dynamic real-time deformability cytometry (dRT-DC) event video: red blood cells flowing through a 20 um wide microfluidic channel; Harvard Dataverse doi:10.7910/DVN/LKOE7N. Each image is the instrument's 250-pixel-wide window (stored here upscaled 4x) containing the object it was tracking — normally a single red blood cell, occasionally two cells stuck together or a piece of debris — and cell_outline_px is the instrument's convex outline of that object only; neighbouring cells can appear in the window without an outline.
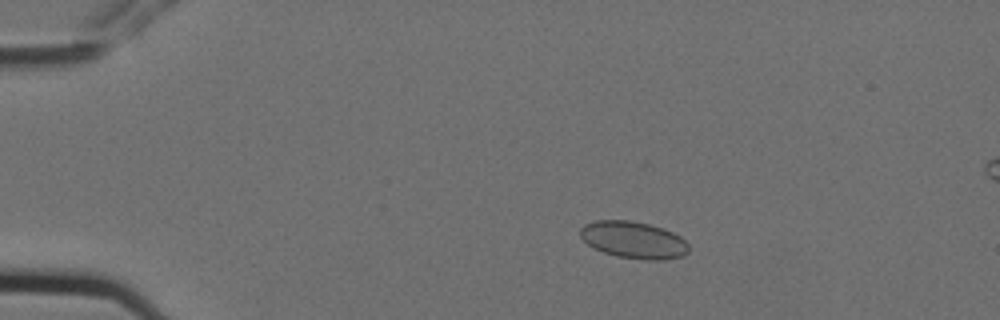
{"species": "Egyptian fruit bat (a non-hibernating species)", "species_latin": "Rousettus aegyptiacus", "temperature_condition": "cold", "stored_images_in_passage": 6, "camera_frame_rate_fps": 3000, "um_per_image_px": 0.085, "animal": {"sex": "female"}, "frame": {"image": 1, "passage_image": 3, "time_ms": 0.667, "image_size_px": [1000, 320], "cell_outline_px": [[688, 252], [684, 256], [664, 260], [644, 260], [616, 256], [592, 248], [580, 236], [580, 228], [584, 224], [596, 220], [628, 220], [648, 224], [664, 228], [680, 236], [688, 244]], "centroid_in_image_um": [53.85, 20.4], "position_along_channel_um": 31.1, "area_um2": 23.52}}
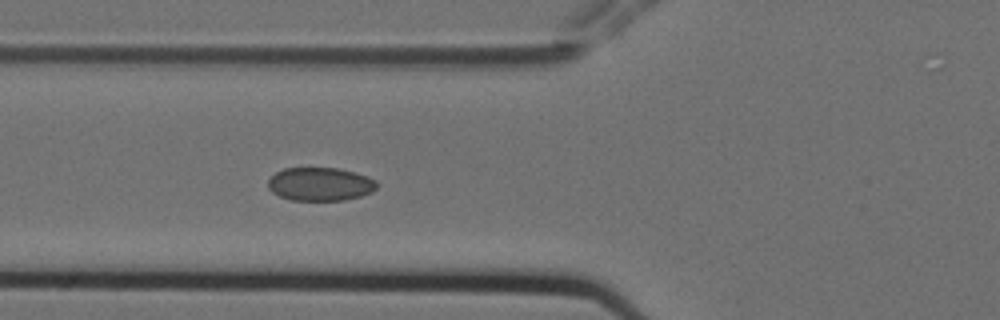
{"frame": {"image": 2, "passage_image": 6, "time_ms": 1.667, "image_size_px": [1000, 320], "cell_outline_px": [[376, 188], [372, 192], [360, 196], [344, 200], [288, 200], [272, 192], [268, 188], [268, 180], [276, 172], [284, 168], [336, 168], [352, 172], [376, 180]], "centroid_in_image_um": [27.17, 15.66], "position_along_channel_um": 98.6, "area_um2": 20.98}}